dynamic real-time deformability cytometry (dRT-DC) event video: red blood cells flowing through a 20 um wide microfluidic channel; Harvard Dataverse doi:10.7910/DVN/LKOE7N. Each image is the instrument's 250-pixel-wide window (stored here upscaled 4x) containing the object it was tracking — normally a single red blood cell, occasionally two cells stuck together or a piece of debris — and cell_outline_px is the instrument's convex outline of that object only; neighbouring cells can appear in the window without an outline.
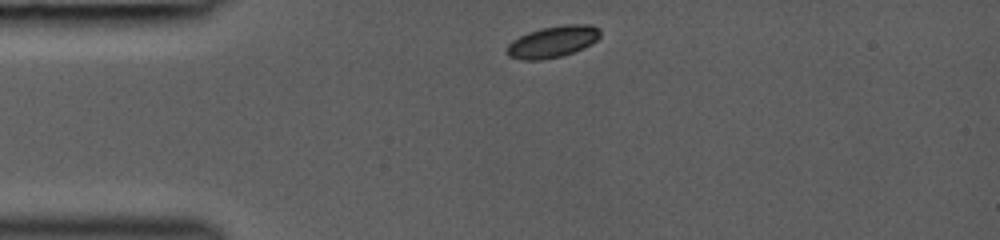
{"species": "common noctule bat (a hibernating species)", "species_latin": "Nyctalus noctula", "temperature_condition": "room temperature", "stored_images_in_passage": 5, "camera_frame_rate_fps": 3000, "um_per_image_px": 0.085, "animal": {"sex": "female", "body_mass_g": 19.0, "forearm_length_mm": 53.3}, "frame": {"image": 1, "passage_image": 1, "time_ms": 0.0, "image_size_px": [1000, 240], "cell_outline_px": [[600, 36], [596, 40], [572, 52], [560, 56], [540, 60], [520, 60], [508, 56], [508, 44], [512, 40], [528, 32], [540, 28], [564, 24], [592, 24], [600, 28]], "centroid_in_image_um": [46.97, 3.52], "position_along_channel_um": 38.0, "area_um2": 16.99}}
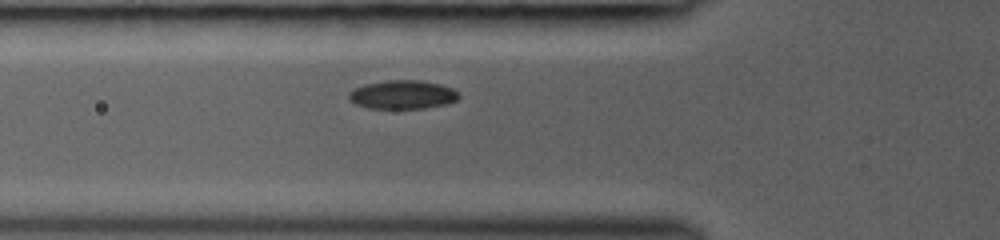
{"frame": {"image": 2, "passage_image": 4, "time_ms": 2.0, "image_size_px": [1000, 240], "cell_outline_px": [[460, 96], [456, 100], [448, 104], [424, 108], [368, 108], [356, 104], [348, 100], [348, 92], [364, 84], [388, 80], [420, 80], [440, 84], [452, 88]], "centroid_in_image_um": [34.2, 8.04], "position_along_channel_um": 91.6, "area_um2": 18.38}}